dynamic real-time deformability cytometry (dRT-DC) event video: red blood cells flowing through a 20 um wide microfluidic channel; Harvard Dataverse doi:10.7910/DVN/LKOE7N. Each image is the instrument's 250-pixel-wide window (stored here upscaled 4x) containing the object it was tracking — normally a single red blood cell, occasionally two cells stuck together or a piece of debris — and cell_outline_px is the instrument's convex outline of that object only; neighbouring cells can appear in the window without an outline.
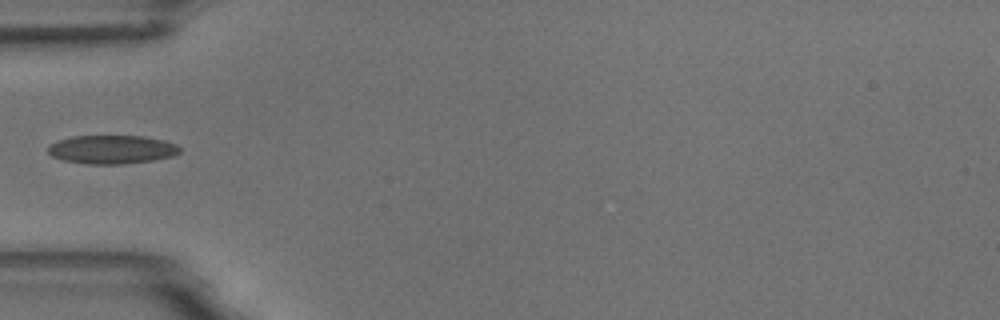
{"species": "common noctule bat (a hibernating species)", "species_latin": "Nyctalus noctula", "temperature_condition": "room temperature", "stored_images_in_passage": 5, "camera_frame_rate_fps": 3000, "um_per_image_px": 0.085, "animal": {"sex": "male", "body_mass_g": 18.8}, "frame": {"image": 1, "passage_image": 5, "time_ms": 4.667, "image_size_px": [1000, 320], "cell_outline_px": [[180, 152], [172, 156], [152, 160], [124, 164], [88, 164], [64, 160], [52, 156], [48, 152], [48, 144], [72, 136], [144, 136], [164, 140], [176, 144], [180, 148]], "centroid_in_image_um": [9.5, 12.7], "position_along_channel_um": 75.5, "area_um2": 21.91}}